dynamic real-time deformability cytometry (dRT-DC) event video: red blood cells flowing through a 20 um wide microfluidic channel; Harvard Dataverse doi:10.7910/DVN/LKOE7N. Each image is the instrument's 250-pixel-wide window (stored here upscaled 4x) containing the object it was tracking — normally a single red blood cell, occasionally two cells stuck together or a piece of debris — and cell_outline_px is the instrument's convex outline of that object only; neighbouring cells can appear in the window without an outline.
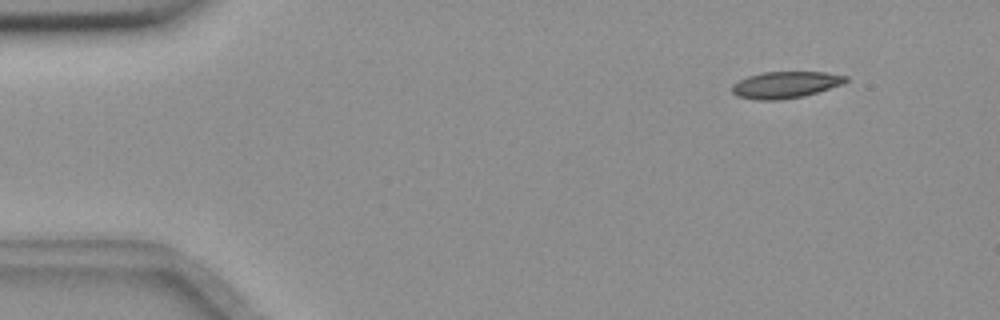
{"species": "common noctule bat (a hibernating species)", "species_latin": "Nyctalus noctula", "temperature_condition": "room temperature", "stored_images_in_passage": 5, "camera_frame_rate_fps": 3000, "um_per_image_px": 0.085, "animal": {"sex": "female", "body_mass_g": 18.4}, "frame": {"image": 1, "passage_image": 1, "time_ms": 0.0, "image_size_px": [1000, 320], "cell_outline_px": [[848, 80], [844, 84], [804, 96], [780, 100], [756, 100], [736, 96], [732, 92], [732, 84], [748, 76], [764, 72], [824, 72], [848, 76]], "centroid_in_image_um": [66.77, 7.21], "position_along_channel_um": 18.2, "area_um2": 17.74}}
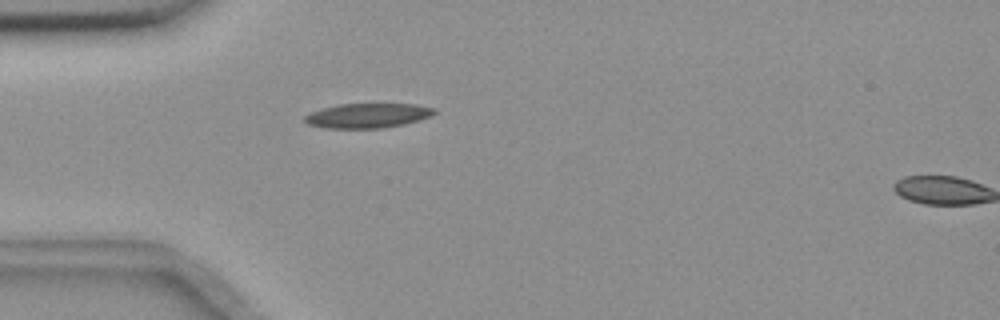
{"frame": {"image": 2, "passage_image": 4, "time_ms": 1.0, "image_size_px": [1000, 320], "cell_outline_px": [[436, 112], [432, 116], [420, 120], [404, 124], [384, 128], [324, 128], [308, 124], [304, 120], [304, 116], [312, 112], [324, 108], [340, 104], [416, 104], [436, 108]], "centroid_in_image_um": [31.3, 9.83], "position_along_channel_um": 53.7, "area_um2": 18.61}}